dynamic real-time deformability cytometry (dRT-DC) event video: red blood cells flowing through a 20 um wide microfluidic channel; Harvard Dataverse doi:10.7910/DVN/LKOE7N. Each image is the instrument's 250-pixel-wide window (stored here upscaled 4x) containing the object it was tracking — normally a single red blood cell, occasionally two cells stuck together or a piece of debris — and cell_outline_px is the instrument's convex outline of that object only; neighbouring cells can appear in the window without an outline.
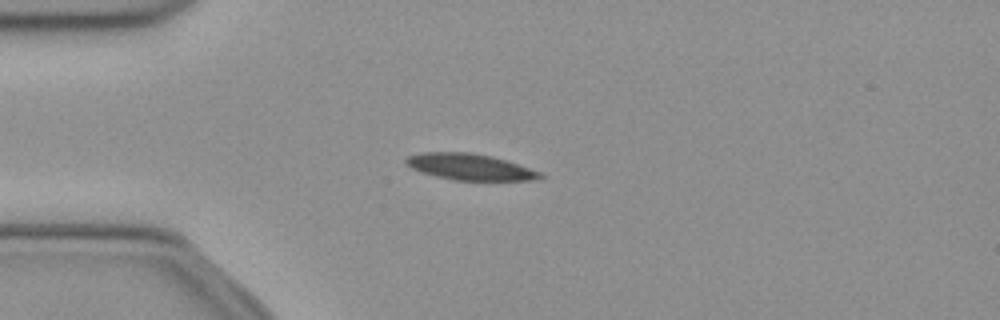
{"species": "common noctule bat (a hibernating species)", "species_latin": "Nyctalus noctula", "temperature_condition": "cold", "stored_images_in_passage": 40, "camera_frame_rate_fps": 3000, "um_per_image_px": 0.085, "animal": {"sex": "female", "body_mass_g": 21.9}, "frame": {"image": 1, "passage_image": 1, "time_ms": 0.0, "image_size_px": [1000, 320], "cell_outline_px": [[544, 176], [540, 180], [452, 180], [420, 172], [404, 164], [404, 160], [408, 156], [420, 152], [472, 152], [492, 156], [508, 160], [540, 172]], "centroid_in_image_um": [39.93, 14.18], "position_along_channel_um": 45.1, "area_um2": 20.75}}
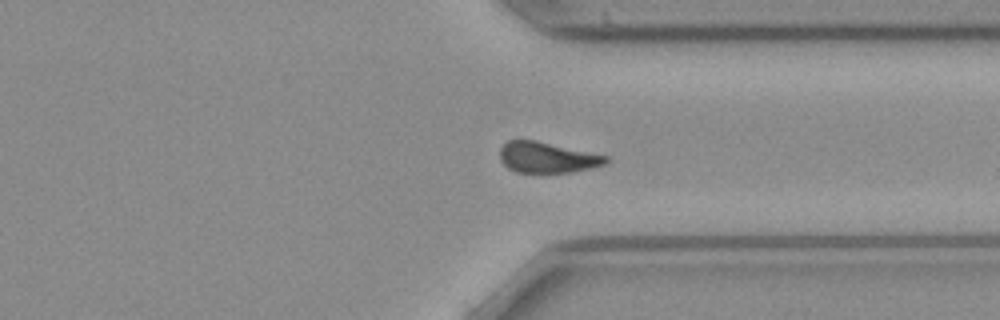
{"frame": {"image": 2, "passage_image": 27, "time_ms": 8.667, "image_size_px": [1000, 320], "cell_outline_px": [[608, 160], [604, 164], [592, 168], [572, 172], [516, 172], [508, 168], [500, 160], [500, 148], [508, 140], [536, 140], [608, 156]], "centroid_in_image_um": [46.5, 13.38], "position_along_channel_um": 364.9, "area_um2": 18.9}}
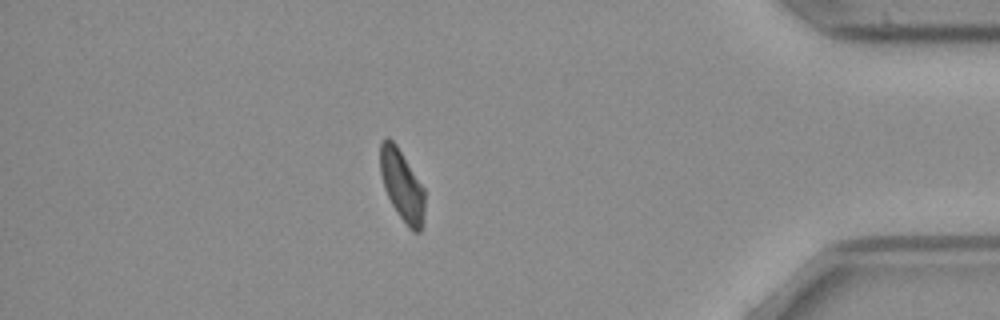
{"frame": {"image": 3, "passage_image": 33, "time_ms": 10.667, "image_size_px": [1000, 320], "cell_outline_px": [[424, 212], [420, 232], [412, 232], [408, 228], [396, 212], [384, 188], [380, 172], [380, 144], [388, 136], [396, 144], [424, 188]], "centroid_in_image_um": [34.16, 15.77], "position_along_channel_um": 401.0, "area_um2": 18.32}, "authors_computed_cell_mechanics": {"area_um2": 20.23, "velocity_mm_per_s": 3.8994, "shape_relaxation_time_tau1_ms": 3.3727, "shape_relaxation_time_tau2_ms": null, "deformation_change_tau1": 0.1176, "deformation_change_tau2": null}}